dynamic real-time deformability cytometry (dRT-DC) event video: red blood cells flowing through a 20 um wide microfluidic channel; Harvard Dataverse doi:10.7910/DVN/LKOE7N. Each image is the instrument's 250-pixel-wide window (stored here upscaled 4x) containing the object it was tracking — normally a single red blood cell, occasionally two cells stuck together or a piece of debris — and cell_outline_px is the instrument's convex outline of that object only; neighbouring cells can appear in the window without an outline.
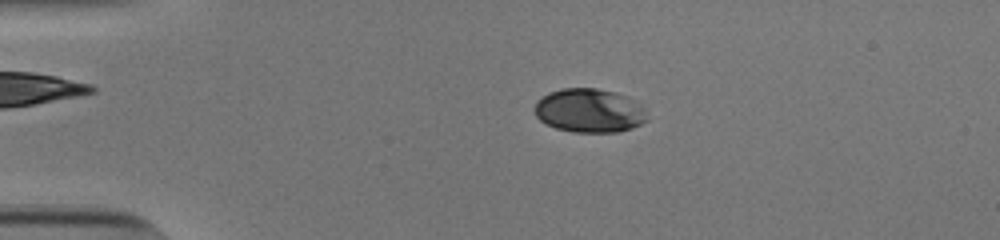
{"species": "human", "species_latin": "Homo sapiens", "temperature_condition": "cold", "stored_images_in_passage": 49, "camera_frame_rate_fps": 3000, "um_per_image_px": 0.085, "donor": {"sex": "male"}, "frame": {"image": 1, "passage_image": 7, "time_ms": 2.0, "image_size_px": [1000, 240], "cell_outline_px": [[648, 120], [632, 128], [616, 132], [572, 132], [556, 128], [544, 124], [536, 116], [532, 108], [536, 100], [548, 92], [564, 88], [596, 88], [616, 92], [628, 96], [640, 104], [644, 108]], "centroid_in_image_um": [50.06, 9.39], "position_along_channel_um": 34.9, "area_um2": 29.19}}
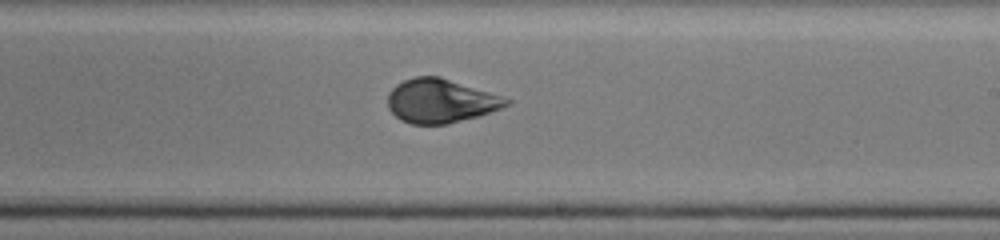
{"frame": {"image": 2, "passage_image": 28, "time_ms": 9.0, "image_size_px": [1000, 240], "cell_outline_px": [[512, 104], [480, 116], [448, 124], [412, 124], [400, 120], [388, 108], [388, 92], [396, 84], [404, 80], [416, 76], [440, 76], [512, 100]], "centroid_in_image_um": [37.44, 8.58], "position_along_channel_um": 251.6, "area_um2": 30.35}}
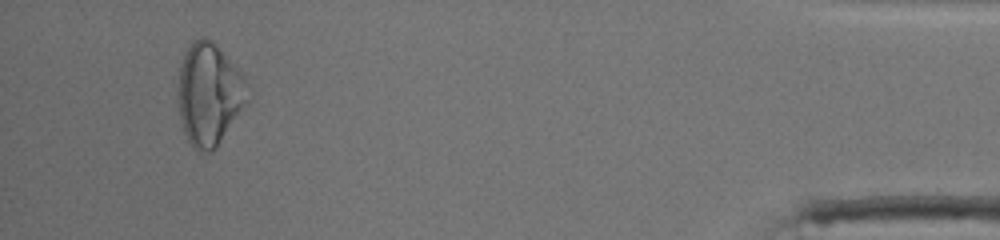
{"frame": {"image": 3, "passage_image": 46, "time_ms": 15.0, "image_size_px": [1000, 240], "cell_outline_px": [[248, 100], [216, 148], [212, 152], [196, 152], [192, 148], [184, 132], [180, 120], [180, 64], [184, 52], [192, 40], [200, 36], [204, 36], [244, 76], [248, 84]], "centroid_in_image_um": [17.77, 8.06], "position_along_channel_um": 417.4, "area_um2": 40.58}, "authors_computed_cell_mechanics": {"area_um2": 30.1138, "velocity_mm_per_s": 3.8349, "shape_relaxation_time_tau1_ms": 3.6957, "shape_relaxation_time_tau2_ms": null, "deformation_change_tau1": 0.1437, "deformation_change_tau2": null}}